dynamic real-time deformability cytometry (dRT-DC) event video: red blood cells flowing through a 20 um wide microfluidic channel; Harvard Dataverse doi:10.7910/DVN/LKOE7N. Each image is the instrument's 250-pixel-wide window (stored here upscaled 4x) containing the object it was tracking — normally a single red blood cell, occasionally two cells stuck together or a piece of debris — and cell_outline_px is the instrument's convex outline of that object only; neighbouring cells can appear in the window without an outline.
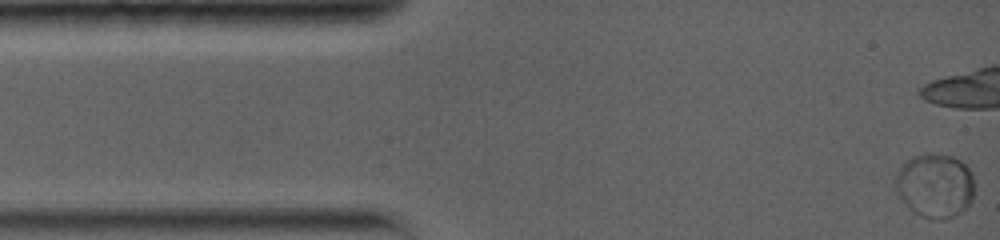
{"species": "common noctule bat (a hibernating species)", "species_latin": "Nyctalus noctula", "temperature_condition": "warm", "stored_images_in_passage": 25, "camera_frame_rate_fps": 5000, "um_per_image_px": 0.085, "animal": {"sex": "female", "body_mass_g": 19.0, "forearm_length_mm": 56.7}, "frame": {"image": 1, "passage_image": 1, "time_ms": 0.0, "image_size_px": [1000, 240], "cell_outline_px": [[972, 200], [956, 216], [932, 220], [920, 216], [896, 192], [892, 184], [892, 180], [900, 168], [912, 156], [924, 152], [952, 156], [960, 160], [972, 172]], "centroid_in_image_um": [79.44, 15.74], "position_along_channel_um": 5.6, "area_um2": 29.42}}
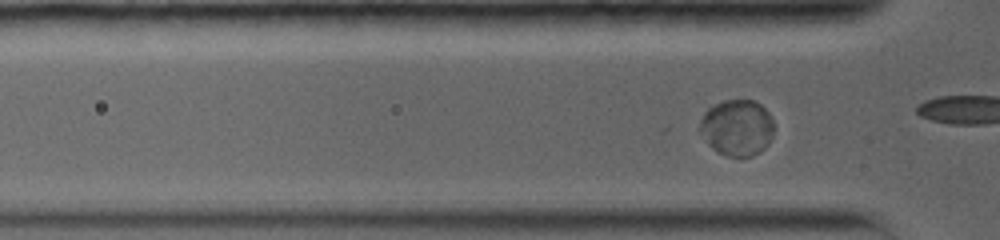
{"frame": {"image": 2, "passage_image": 23, "time_ms": 3.8, "image_size_px": [1000, 240], "cell_outline_px": [[772, 136], [768, 144], [760, 152], [752, 156], [728, 156], [716, 152], [708, 144], [700, 128], [700, 120], [704, 112], [708, 108], [724, 100], [752, 100], [760, 104], [768, 112], [772, 120]], "centroid_in_image_um": [62.64, 10.85], "position_along_channel_um": 63.2, "area_um2": 24.04}}